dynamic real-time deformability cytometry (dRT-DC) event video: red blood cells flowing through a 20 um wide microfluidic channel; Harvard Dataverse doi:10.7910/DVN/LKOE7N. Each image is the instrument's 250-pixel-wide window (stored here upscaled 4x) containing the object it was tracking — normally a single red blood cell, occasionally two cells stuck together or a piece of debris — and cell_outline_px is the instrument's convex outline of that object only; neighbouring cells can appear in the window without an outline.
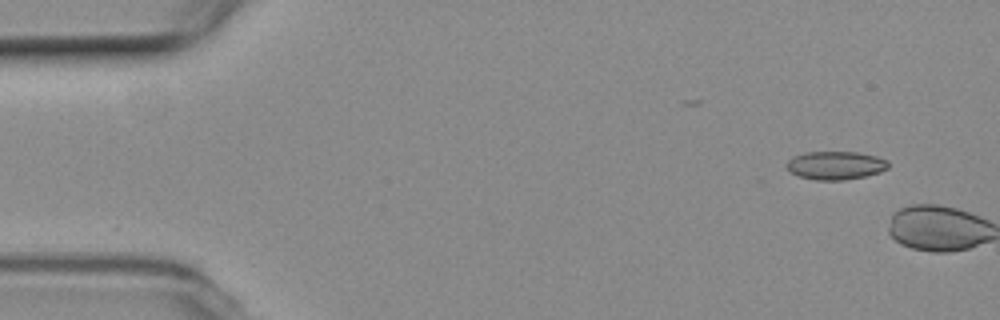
{"species": "common noctule bat (a hibernating species)", "species_latin": "Nyctalus noctula", "temperature_condition": "room temperature", "stored_images_in_passage": 2, "camera_frame_rate_fps": 3000, "um_per_image_px": 0.085, "animal": {"sex": "female", "body_mass_g": 19.3, "forearm_length_mm": 54.1}, "frame": {"image": 1, "passage_image": 1, "time_ms": 0.0, "image_size_px": [1000, 320], "cell_outline_px": [[888, 168], [880, 172], [864, 176], [844, 180], [816, 180], [800, 176], [792, 172], [784, 164], [792, 156], [804, 152], [856, 152], [876, 156], [888, 160]], "centroid_in_image_um": [71.01, 14.05], "position_along_channel_um": 14.0, "area_um2": 16.76}}